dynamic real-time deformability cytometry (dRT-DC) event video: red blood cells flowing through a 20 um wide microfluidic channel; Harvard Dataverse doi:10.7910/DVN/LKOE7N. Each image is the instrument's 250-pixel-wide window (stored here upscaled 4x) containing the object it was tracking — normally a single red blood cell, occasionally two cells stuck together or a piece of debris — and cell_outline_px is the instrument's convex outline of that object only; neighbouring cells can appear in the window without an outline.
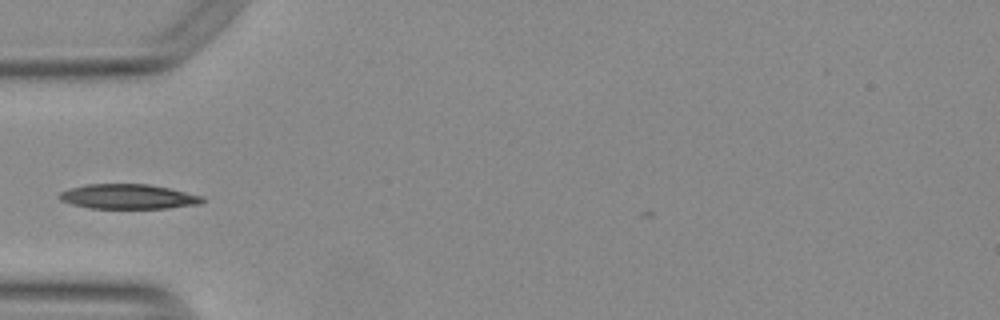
{"species": "Egyptian fruit bat (a non-hibernating species)", "species_latin": "Rousettus aegyptiacus", "temperature_condition": "warm", "stored_images_in_passage": 15, "camera_frame_rate_fps": 3000, "um_per_image_px": 0.085, "animal": {"sex": "female"}, "frame": {"image": 1, "passage_image": 1, "time_ms": 0.0, "image_size_px": [1000, 320], "cell_outline_px": [[204, 200], [200, 204], [168, 208], [88, 208], [72, 204], [60, 200], [56, 196], [60, 192], [72, 188], [88, 184], [148, 184], [168, 188], [200, 196]], "centroid_in_image_um": [10.84, 16.71], "position_along_channel_um": 74.2, "area_um2": 20.4}}